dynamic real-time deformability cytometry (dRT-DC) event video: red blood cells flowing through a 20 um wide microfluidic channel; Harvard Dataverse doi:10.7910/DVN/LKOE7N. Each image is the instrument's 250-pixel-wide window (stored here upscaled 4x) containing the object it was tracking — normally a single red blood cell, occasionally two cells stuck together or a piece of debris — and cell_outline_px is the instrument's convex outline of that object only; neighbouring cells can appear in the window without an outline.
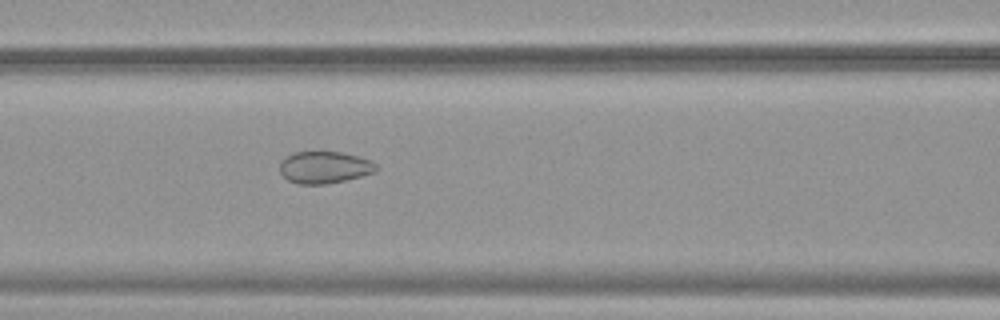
{"species": "common noctule bat (a hibernating species)", "species_latin": "Nyctalus noctula", "temperature_condition": "warm", "stored_images_in_passage": 28, "camera_frame_rate_fps": 3000, "um_per_image_px": 0.085, "animal": {"sex": "female", "body_mass_g": 19.9}, "frame": {"image": 1, "passage_image": 24, "time_ms": 7.667, "image_size_px": [1000, 320], "cell_outline_px": [[380, 168], [376, 172], [344, 180], [324, 184], [296, 184], [288, 180], [280, 172], [280, 160], [284, 156], [292, 152], [340, 152], [372, 160]], "centroid_in_image_um": [27.56, 14.22], "position_along_channel_um": 139.0, "area_um2": 18.09}}
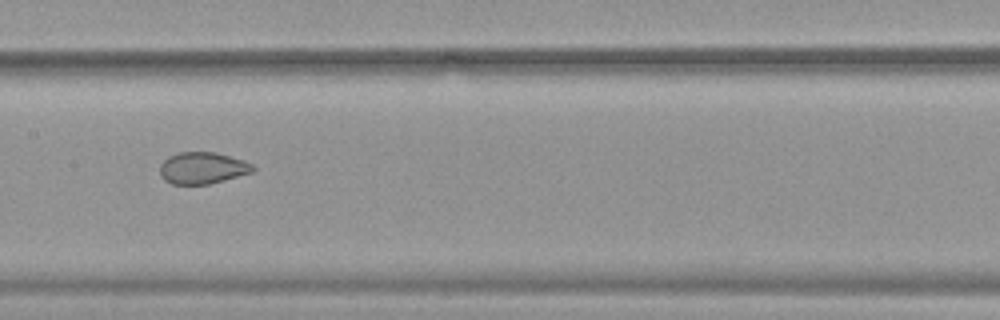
{"frame": {"image": 2, "passage_image": 28, "time_ms": 9.0, "image_size_px": [1000, 320], "cell_outline_px": [[256, 168], [252, 172], [224, 180], [208, 184], [172, 184], [164, 180], [160, 176], [160, 164], [168, 156], [180, 152], [216, 152], [244, 160], [252, 164]], "centroid_in_image_um": [17.2, 14.27], "position_along_channel_um": 190.2, "area_um2": 17.22}}